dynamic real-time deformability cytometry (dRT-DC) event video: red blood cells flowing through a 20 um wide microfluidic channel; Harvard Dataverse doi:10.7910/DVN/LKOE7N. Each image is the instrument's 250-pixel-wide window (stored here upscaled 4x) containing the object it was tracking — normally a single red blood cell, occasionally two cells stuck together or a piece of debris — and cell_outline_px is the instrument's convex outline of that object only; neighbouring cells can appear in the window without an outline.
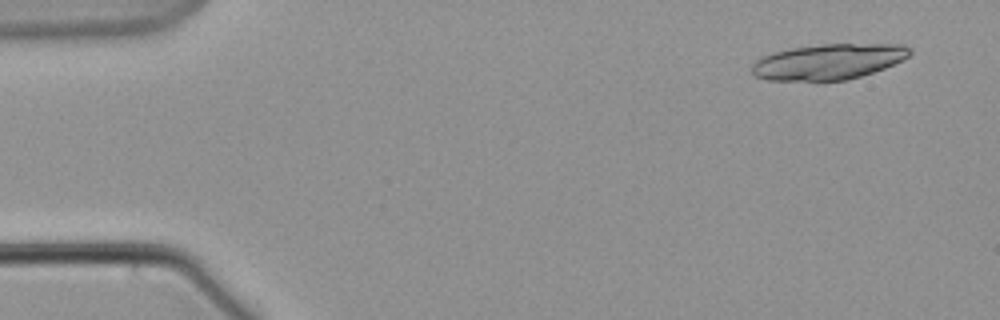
{"species": "common noctule bat (a hibernating species)", "species_latin": "Nyctalus noctula", "temperature_condition": "warm", "stored_images_in_passage": 22, "camera_frame_rate_fps": 3000, "um_per_image_px": 0.085, "animal": {"sex": "male", "body_mass_g": 21.5, "forearm_length_mm": 52.0}, "frame": {"image": 1, "passage_image": 4, "time_ms": 1.0, "image_size_px": [1000, 320], "cell_outline_px": [[912, 52], [904, 60], [884, 68], [848, 80], [768, 80], [756, 76], [752, 72], [752, 64], [756, 60], [772, 52], [792, 48], [820, 44], [904, 44], [912, 48]], "centroid_in_image_um": [70.45, 5.23], "position_along_channel_um": 14.5, "area_um2": 32.71}}